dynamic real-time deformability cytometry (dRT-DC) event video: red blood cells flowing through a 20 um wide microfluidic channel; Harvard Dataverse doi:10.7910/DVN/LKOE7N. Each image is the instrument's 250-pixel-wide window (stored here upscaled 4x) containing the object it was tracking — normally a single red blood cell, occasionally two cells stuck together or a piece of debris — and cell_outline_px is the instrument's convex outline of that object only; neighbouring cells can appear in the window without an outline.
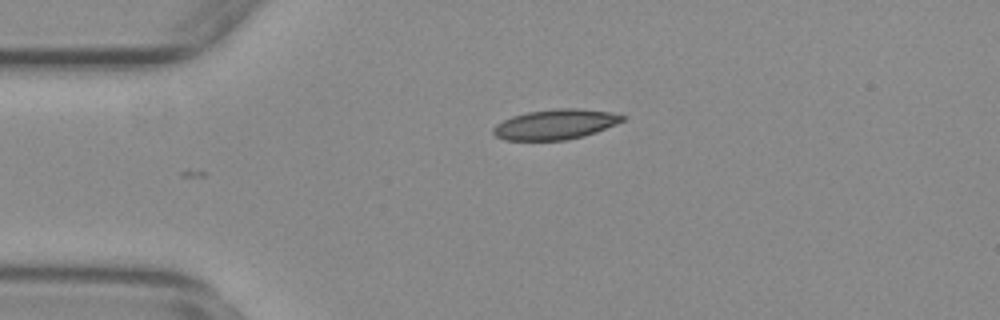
{"species": "common noctule bat (a hibernating species)", "species_latin": "Nyctalus noctula", "temperature_condition": "warm", "stored_images_in_passage": 2, "camera_frame_rate_fps": 3000, "um_per_image_px": 0.085, "animal": {"sex": "female", "body_mass_g": 29.2, "forearm_length_mm": 56.3}, "frame": {"image": 1, "passage_image": 2, "time_ms": 0.333, "image_size_px": [1000, 320], "cell_outline_px": [[628, 116], [624, 120], [616, 124], [596, 132], [584, 136], [564, 140], [504, 140], [496, 136], [492, 132], [492, 128], [496, 124], [512, 116], [528, 112], [556, 108], [580, 108], [612, 112]], "centroid_in_image_um": [47.23, 10.56], "position_along_channel_um": 37.8, "area_um2": 22.77}}